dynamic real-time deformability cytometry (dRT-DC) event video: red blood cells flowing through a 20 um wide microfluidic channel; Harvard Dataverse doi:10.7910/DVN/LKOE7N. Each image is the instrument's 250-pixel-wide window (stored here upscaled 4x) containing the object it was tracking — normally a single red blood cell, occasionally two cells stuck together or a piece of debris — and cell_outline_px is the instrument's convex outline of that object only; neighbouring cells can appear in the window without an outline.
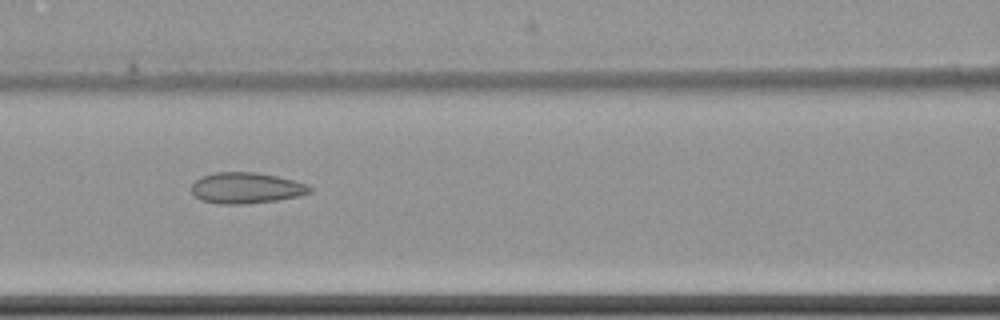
{"species": "common noctule bat (a hibernating species)", "species_latin": "Nyctalus noctula", "temperature_condition": "cold", "stored_images_in_passage": 10, "camera_frame_rate_fps": 3000, "um_per_image_px": 0.085, "animal": {"sex": "female", "body_mass_g": 22.7, "forearm_length_mm": 54.2}, "frame": {"image": 1, "passage_image": 6, "time_ms": 7.0, "image_size_px": [1000, 320], "cell_outline_px": [[312, 192], [300, 196], [276, 200], [248, 204], [216, 204], [200, 200], [192, 192], [192, 184], [200, 176], [216, 172], [256, 172], [276, 176], [308, 184], [312, 188]], "centroid_in_image_um": [20.92, 15.98], "position_along_channel_um": 145.7, "area_um2": 21.5}}
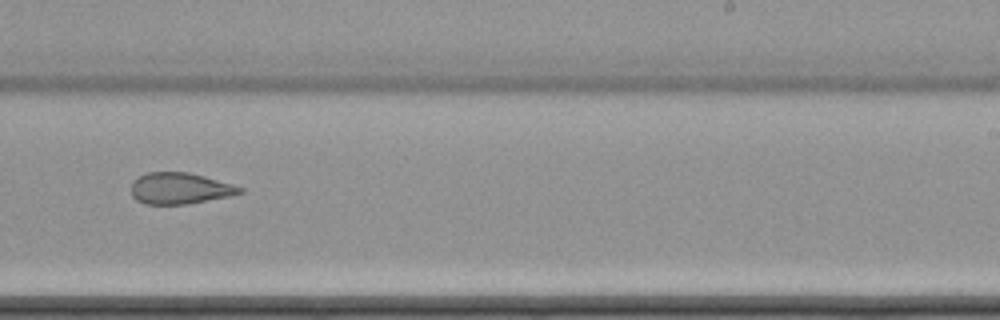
{"frame": {"image": 2, "passage_image": 9, "time_ms": 10.667, "image_size_px": [1000, 320], "cell_outline_px": [[244, 192], [232, 196], [188, 204], [144, 204], [136, 200], [132, 196], [132, 180], [148, 172], [188, 172], [204, 176], [232, 184], [244, 188]], "centroid_in_image_um": [15.31, 16.02], "position_along_channel_um": 273.7, "area_um2": 19.94}}
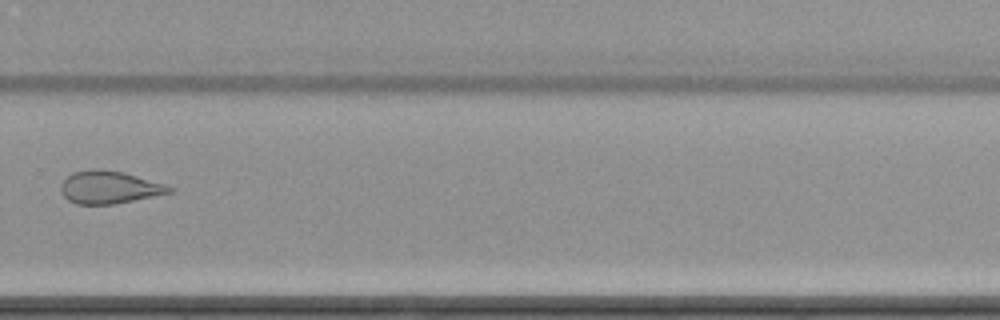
{"frame": {"image": 3, "passage_image": 10, "time_ms": 12.0, "image_size_px": [1000, 320], "cell_outline_px": [[176, 188], [172, 192], [116, 204], [76, 204], [68, 200], [60, 192], [60, 184], [72, 172], [92, 168], [96, 168], [124, 172], [164, 184]], "centroid_in_image_um": [9.26, 15.91], "position_along_channel_um": 320.5, "area_um2": 20.75}}